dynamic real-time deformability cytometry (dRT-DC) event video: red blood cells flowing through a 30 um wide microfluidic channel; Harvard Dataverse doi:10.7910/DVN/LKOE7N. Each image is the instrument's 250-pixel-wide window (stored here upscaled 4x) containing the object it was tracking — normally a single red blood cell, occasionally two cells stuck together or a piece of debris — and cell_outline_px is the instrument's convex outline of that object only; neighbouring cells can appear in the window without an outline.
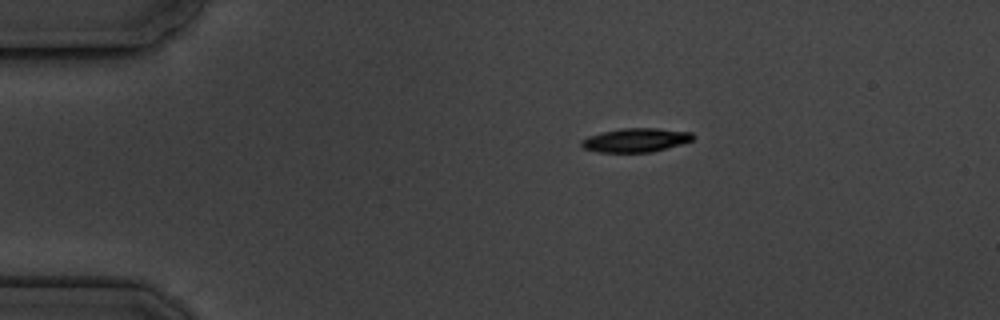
{"species": "common noctule bat (a hibernating species)", "species_latin": "Nyctalus noctula", "temperature_condition": "cold", "stored_images_in_passage": 5, "camera_frame_rate_fps": 3000, "um_per_image_px": 0.085, "animal": {"sex": "male", "body_mass_g": 19.5, "forearm_length_mm": 54.6}, "frame": {"image": 1, "passage_image": 5, "time_ms": 6.667, "image_size_px": [1000, 320], "cell_outline_px": [[692, 140], [680, 144], [652, 152], [596, 152], [584, 148], [580, 144], [580, 140], [588, 136], [600, 132], [620, 128], [656, 128], [692, 132]], "centroid_in_image_um": [53.97, 11.9], "position_along_channel_um": 31.0, "area_um2": 15.49}}